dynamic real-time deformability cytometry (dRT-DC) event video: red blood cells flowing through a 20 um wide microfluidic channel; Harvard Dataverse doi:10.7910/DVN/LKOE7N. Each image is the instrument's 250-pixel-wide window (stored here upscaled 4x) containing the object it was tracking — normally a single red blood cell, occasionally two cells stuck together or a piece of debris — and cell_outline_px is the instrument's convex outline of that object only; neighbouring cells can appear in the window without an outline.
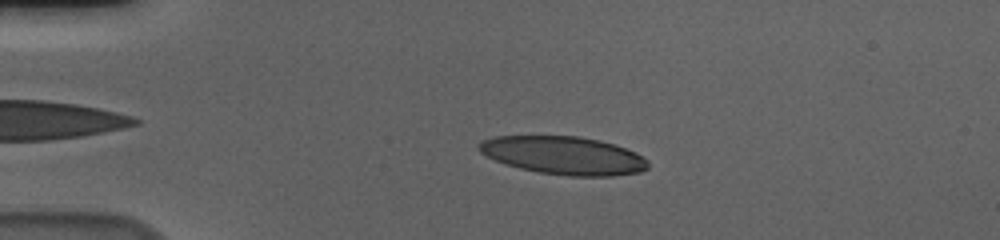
{"species": "human", "species_latin": "Homo sapiens", "temperature_condition": "cold", "stored_images_in_passage": 46, "camera_frame_rate_fps": 3000, "um_per_image_px": 0.085, "donor": {"sex": "male"}, "frame": {"image": 1, "passage_image": 9, "time_ms": 2.667, "image_size_px": [1000, 240], "cell_outline_px": [[648, 168], [640, 172], [612, 176], [568, 176], [540, 172], [520, 168], [496, 160], [480, 152], [480, 144], [484, 140], [496, 136], [580, 136], [600, 140], [636, 152], [648, 160]], "centroid_in_image_um": [47.97, 13.21], "position_along_channel_um": 37.0, "area_um2": 37.17}}
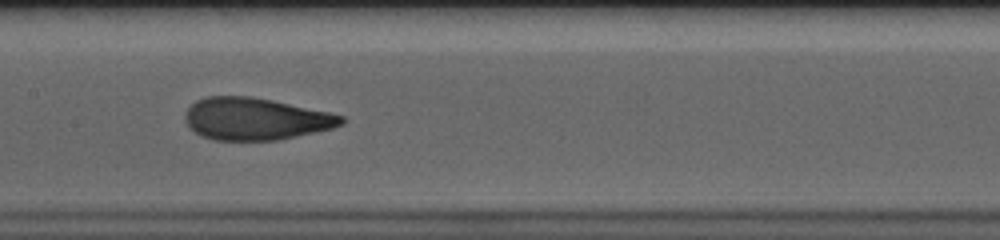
{"frame": {"image": 2, "passage_image": 25, "time_ms": 8.0, "image_size_px": [1000, 240], "cell_outline_px": [[344, 124], [332, 128], [296, 136], [276, 140], [216, 140], [200, 136], [184, 120], [184, 116], [188, 108], [196, 100], [208, 96], [248, 96], [272, 100], [328, 112], [344, 116]], "centroid_in_image_um": [21.7, 10.1], "position_along_channel_um": 185.7, "area_um2": 38.09}}
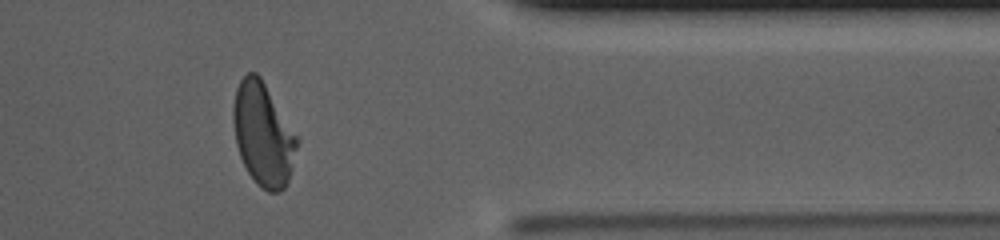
{"frame": {"image": 3, "passage_image": 43, "time_ms": 14.0, "image_size_px": [1000, 240], "cell_outline_px": [[300, 140], [292, 168], [288, 180], [284, 188], [280, 192], [268, 192], [256, 184], [248, 172], [240, 156], [236, 144], [232, 120], [232, 108], [236, 88], [240, 80], [248, 72], [256, 72], [260, 76], [300, 136]], "centroid_in_image_um": [22.39, 11.4], "position_along_channel_um": 389.0, "area_um2": 39.02}, "authors_computed_cell_mechanics": {"area_um2": 38.2925, "velocity_mm_per_s": 3.6423, "shape_relaxation_time_tau1_ms": 5.7392, "shape_relaxation_time_tau2_ms": 1.0551, "deformation_change_tau1": 0.22, "deformation_change_tau2": 0.085}}